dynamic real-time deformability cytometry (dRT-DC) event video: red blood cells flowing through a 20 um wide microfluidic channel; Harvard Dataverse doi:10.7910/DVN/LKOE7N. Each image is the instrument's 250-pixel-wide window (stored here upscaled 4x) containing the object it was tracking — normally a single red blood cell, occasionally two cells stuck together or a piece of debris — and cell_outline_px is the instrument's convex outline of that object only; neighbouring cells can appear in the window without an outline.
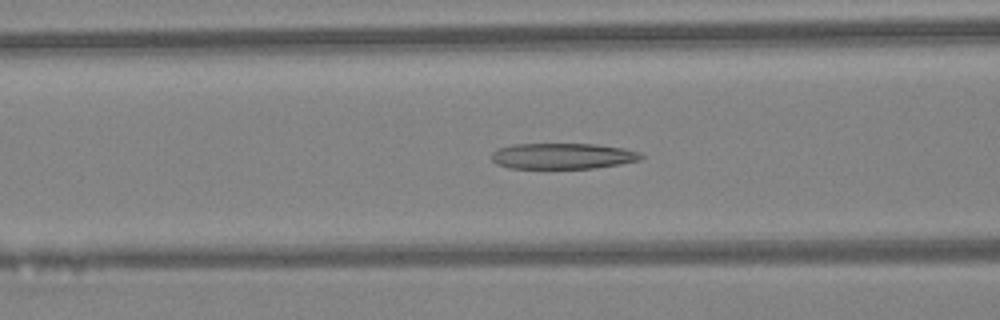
{"species": "Egyptian fruit bat (a non-hibernating species)", "species_latin": "Rousettus aegyptiacus", "temperature_condition": "warm", "stored_images_in_passage": 45, "camera_frame_rate_fps": 3000, "um_per_image_px": 0.085, "animal": {"sex": "female"}, "frame": {"image": 1, "passage_image": 18, "time_ms": 5.667, "image_size_px": [1000, 320], "cell_outline_px": [[644, 156], [640, 160], [620, 164], [592, 168], [508, 168], [496, 164], [492, 160], [492, 152], [496, 148], [512, 144], [596, 144], [624, 148], [640, 152]], "centroid_in_image_um": [47.81, 13.26], "position_along_channel_um": 118.8, "area_um2": 22.66}}
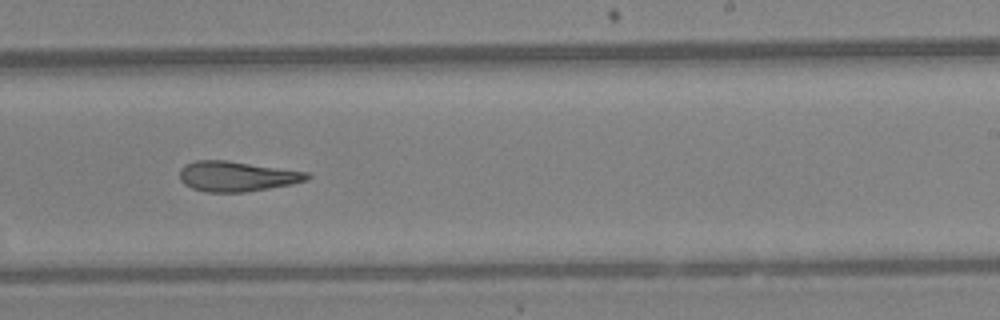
{"frame": {"image": 2, "passage_image": 28, "time_ms": 9.0, "image_size_px": [1000, 320], "cell_outline_px": [[312, 176], [308, 180], [292, 184], [244, 192], [204, 192], [192, 188], [184, 184], [180, 180], [180, 168], [184, 164], [196, 160], [228, 160], [308, 172]], "centroid_in_image_um": [20.12, 14.98], "position_along_channel_um": 268.9, "area_um2": 22.54}}
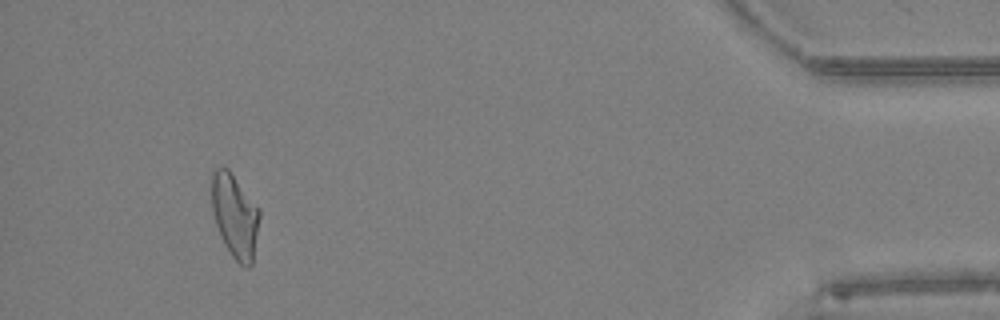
{"frame": {"image": 3, "passage_image": 42, "time_ms": 13.667, "image_size_px": [1000, 320], "cell_outline_px": [[260, 216], [252, 264], [248, 268], [244, 268], [232, 256], [224, 244], [220, 236], [216, 224], [212, 208], [212, 172], [216, 168], [228, 168], [260, 208]], "centroid_in_image_um": [19.98, 18.35], "position_along_channel_um": 415.2, "area_um2": 23.35}, "authors_computed_cell_mechanics": {"area_um2": 23.5246, "velocity_mm_per_s": 4.5352, "shape_relaxation_time_tau1_ms": null, "shape_relaxation_time_tau2_ms": 3.0674, "deformation_change_tau1": null, "deformation_change_tau2": 0.1409}}